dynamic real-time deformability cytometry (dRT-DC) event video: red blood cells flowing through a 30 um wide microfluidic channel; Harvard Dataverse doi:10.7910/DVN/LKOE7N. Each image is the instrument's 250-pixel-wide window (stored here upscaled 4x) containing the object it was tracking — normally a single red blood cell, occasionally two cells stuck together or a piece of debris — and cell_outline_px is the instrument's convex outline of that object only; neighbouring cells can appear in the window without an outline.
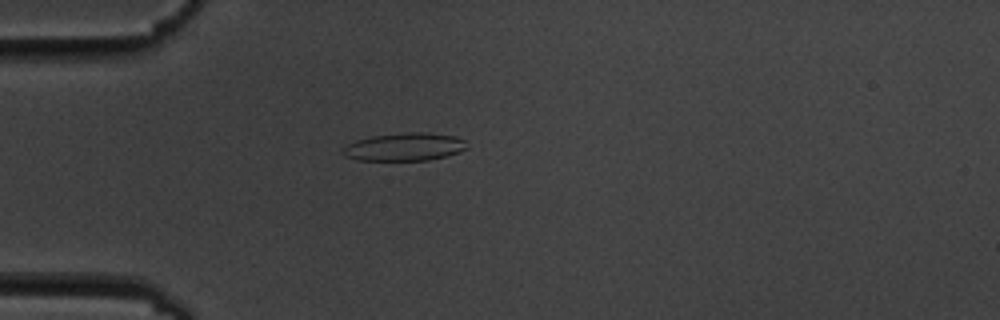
{"species": "common noctule bat (a hibernating species)", "species_latin": "Nyctalus noctula", "temperature_condition": "cold", "stored_images_in_passage": 6, "camera_frame_rate_fps": 3000, "um_per_image_px": 0.085, "animal": {"sex": "male", "body_mass_g": 19.5, "forearm_length_mm": 54.6}, "frame": {"image": 1, "passage_image": 5, "time_ms": 4.667, "image_size_px": [1000, 320], "cell_outline_px": [[468, 148], [460, 152], [428, 160], [356, 160], [344, 156], [340, 152], [348, 144], [356, 140], [372, 136], [408, 132], [428, 132], [452, 136], [464, 140]], "centroid_in_image_um": [34.36, 12.48], "position_along_channel_um": 50.6, "area_um2": 20.11}}